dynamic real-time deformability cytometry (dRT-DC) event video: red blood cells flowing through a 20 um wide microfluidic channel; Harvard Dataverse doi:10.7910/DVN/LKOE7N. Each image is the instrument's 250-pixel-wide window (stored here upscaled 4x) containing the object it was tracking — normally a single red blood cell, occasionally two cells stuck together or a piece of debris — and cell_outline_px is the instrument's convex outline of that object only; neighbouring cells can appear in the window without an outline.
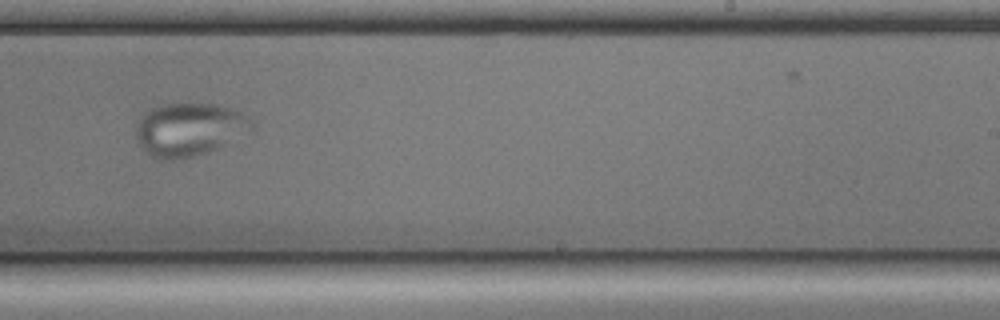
{"species": "common noctule bat (a hibernating species)", "species_latin": "Nyctalus noctula", "temperature_condition": "cold", "stored_images_in_passage": 55, "camera_frame_rate_fps": 3000, "um_per_image_px": 0.085, "animal": {"sex": "male", "body_mass_g": 17.9, "forearm_length_mm": 54.2}, "frame": {"image": 1, "passage_image": 33, "time_ms": 10.667, "image_size_px": [1000, 320], "cell_outline_px": [[256, 124], [252, 128], [216, 148], [208, 152], [176, 160], [160, 160], [152, 156], [140, 148], [136, 140], [136, 128], [140, 116], [144, 112], [152, 108], [164, 104], [212, 104], [228, 108], [240, 112], [248, 116]], "centroid_in_image_um": [16.01, 11.01], "position_along_channel_um": 273.0, "area_um2": 35.49}}